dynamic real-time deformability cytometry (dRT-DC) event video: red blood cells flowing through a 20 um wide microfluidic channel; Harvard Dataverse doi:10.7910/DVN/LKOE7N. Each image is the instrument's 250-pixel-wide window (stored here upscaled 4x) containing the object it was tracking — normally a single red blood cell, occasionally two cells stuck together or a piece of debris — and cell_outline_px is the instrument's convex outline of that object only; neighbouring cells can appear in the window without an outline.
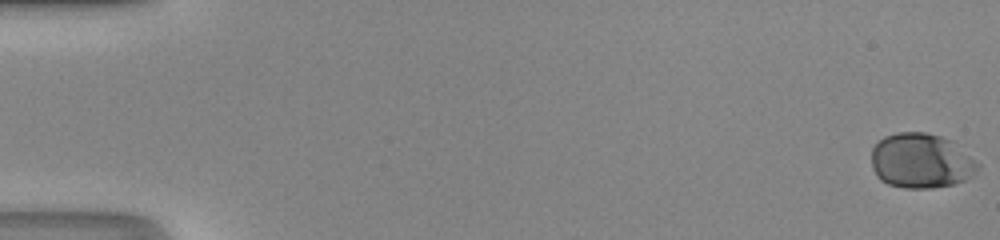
{"species": "human", "species_latin": "Homo sapiens", "temperature_condition": "room temperature", "stored_images_in_passage": 52, "camera_frame_rate_fps": 3000, "um_per_image_px": 0.085, "donor": {"sex": "male"}, "frame": {"image": 1, "passage_image": 1, "time_ms": 0.0, "image_size_px": [1000, 240], "cell_outline_px": [[980, 168], [972, 176], [964, 180], [952, 184], [932, 188], [904, 188], [888, 184], [880, 180], [876, 176], [872, 168], [872, 148], [884, 136], [896, 132], [924, 132], [940, 136], [952, 140], [980, 164]], "centroid_in_image_um": [78.29, 13.67], "position_along_channel_um": 6.7, "area_um2": 34.22}}
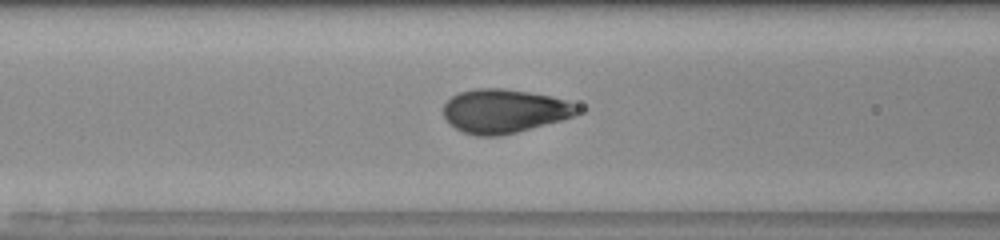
{"frame": {"image": 2, "passage_image": 23, "time_ms": 7.333, "image_size_px": [1000, 240], "cell_outline_px": [[588, 108], [584, 112], [576, 116], [516, 132], [500, 136], [476, 136], [464, 132], [456, 128], [444, 116], [444, 104], [452, 96], [460, 92], [476, 88], [504, 88], [552, 96]], "centroid_in_image_um": [42.95, 9.43], "position_along_channel_um": 123.6, "area_um2": 34.45}}
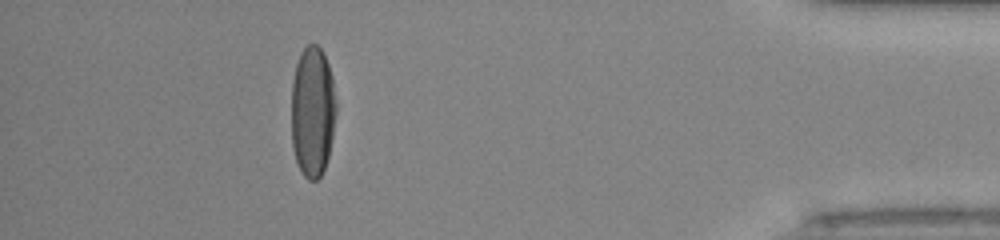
{"frame": {"image": 3, "passage_image": 47, "time_ms": 15.333, "image_size_px": [1000, 240], "cell_outline_px": [[336, 112], [332, 136], [328, 156], [324, 168], [320, 176], [316, 180], [308, 180], [304, 176], [296, 160], [292, 148], [292, 80], [296, 64], [300, 52], [308, 44], [316, 44], [320, 48], [328, 64], [332, 76], [336, 100]], "centroid_in_image_um": [26.56, 9.47], "position_along_channel_um": 408.6, "area_um2": 34.1}, "authors_computed_cell_mechanics": {"area_um2": 34.0731, "velocity_mm_per_s": 4.19, "shape_relaxation_time_tau1_ms": 5.1308, "shape_relaxation_time_tau2_ms": null, "deformation_change_tau1": 0.2007, "deformation_change_tau2": null}}